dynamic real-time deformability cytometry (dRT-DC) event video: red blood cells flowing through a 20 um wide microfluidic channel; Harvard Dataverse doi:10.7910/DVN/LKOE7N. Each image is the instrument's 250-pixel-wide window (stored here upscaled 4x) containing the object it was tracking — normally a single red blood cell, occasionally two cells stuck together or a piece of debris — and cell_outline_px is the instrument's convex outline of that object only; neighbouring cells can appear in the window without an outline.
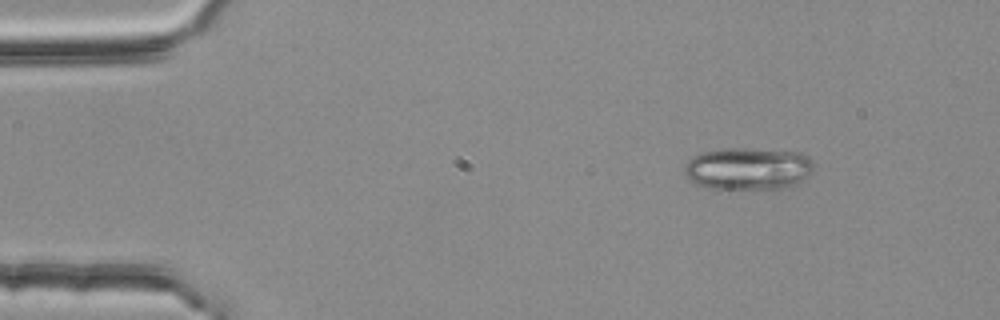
{"species": "common noctule bat (a hibernating species)", "species_latin": "Nyctalus noctula", "temperature_condition": "room temperature", "stored_images_in_passage": 3, "camera_frame_rate_fps": 3000, "um_per_image_px": 0.085, "animal": {"sex": "female", "body_mass_g": 25.1}, "frame": {"image": 1, "passage_image": 1, "time_ms": 0.0, "image_size_px": [1000, 320], "cell_outline_px": [[812, 172], [800, 184], [784, 188], [704, 188], [696, 184], [684, 172], [684, 164], [692, 156], [704, 152], [720, 148], [748, 148], [800, 152], [808, 156], [812, 160]], "centroid_in_image_um": [63.6, 14.32], "position_along_channel_um": 21.4, "area_um2": 32.08}}